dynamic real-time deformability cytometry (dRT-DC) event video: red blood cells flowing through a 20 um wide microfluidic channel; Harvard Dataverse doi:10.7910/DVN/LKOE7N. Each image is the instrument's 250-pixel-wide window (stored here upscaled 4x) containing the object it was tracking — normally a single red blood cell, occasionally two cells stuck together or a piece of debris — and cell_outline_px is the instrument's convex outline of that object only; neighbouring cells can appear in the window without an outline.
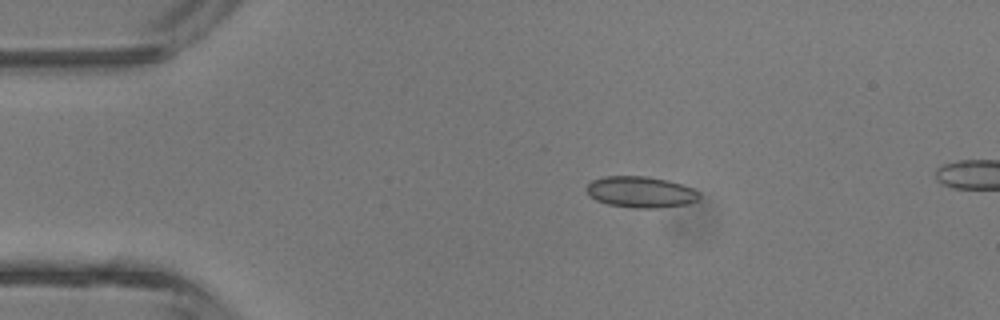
{"species": "common noctule bat (a hibernating species)", "species_latin": "Nyctalus noctula", "temperature_condition": "room temperature", "stored_images_in_passage": 5, "segment_of_instrument_passage": [1, 2], "camera_frame_rate_fps": 3000, "um_per_image_px": 0.085, "animal": {"sex": "male", "body_mass_g": 13.3}, "frame": {"image": 1, "passage_image": 3, "time_ms": 2.333, "image_size_px": [1000, 320], "cell_outline_px": [[700, 196], [696, 200], [688, 204], [656, 208], [636, 208], [608, 204], [596, 200], [584, 188], [592, 180], [604, 176], [648, 176], [668, 180], [692, 188], [700, 192]], "centroid_in_image_um": [54.46, 16.31], "position_along_channel_um": 30.5, "area_um2": 20.46}}